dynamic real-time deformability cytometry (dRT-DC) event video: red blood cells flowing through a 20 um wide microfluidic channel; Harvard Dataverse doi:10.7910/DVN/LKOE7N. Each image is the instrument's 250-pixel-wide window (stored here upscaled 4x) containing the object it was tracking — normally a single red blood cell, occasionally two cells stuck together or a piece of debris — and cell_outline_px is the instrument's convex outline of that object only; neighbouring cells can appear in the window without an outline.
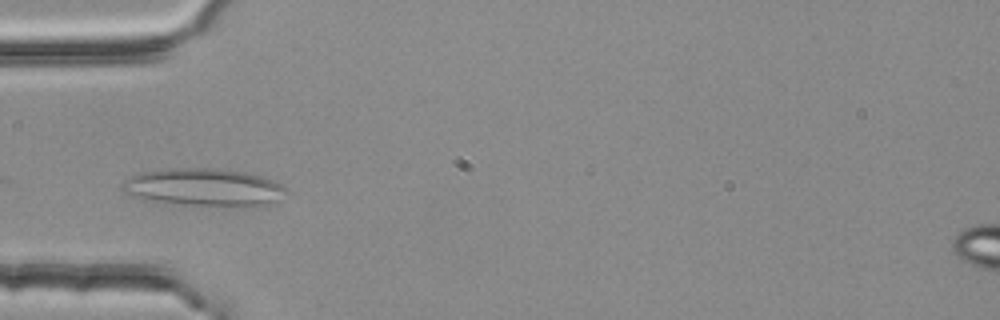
{"species": "common noctule bat (a hibernating species)", "species_latin": "Nyctalus noctula", "temperature_condition": "room temperature", "stored_images_in_passage": 4, "camera_frame_rate_fps": 3000, "um_per_image_px": 0.085, "animal": {"sex": "female", "body_mass_g": 25.1}, "frame": {"image": 1, "passage_image": 3, "time_ms": 0.667, "image_size_px": [1000, 320], "cell_outline_px": [[288, 192], [264, 208], [256, 208], [184, 204], [144, 200], [132, 196], [124, 192], [120, 188], [120, 184], [132, 176], [140, 172], [168, 168], [212, 168], [244, 172], [260, 176], [272, 180], [288, 188]], "centroid_in_image_um": [17.36, 15.94], "position_along_channel_um": 67.6, "area_um2": 36.53}}